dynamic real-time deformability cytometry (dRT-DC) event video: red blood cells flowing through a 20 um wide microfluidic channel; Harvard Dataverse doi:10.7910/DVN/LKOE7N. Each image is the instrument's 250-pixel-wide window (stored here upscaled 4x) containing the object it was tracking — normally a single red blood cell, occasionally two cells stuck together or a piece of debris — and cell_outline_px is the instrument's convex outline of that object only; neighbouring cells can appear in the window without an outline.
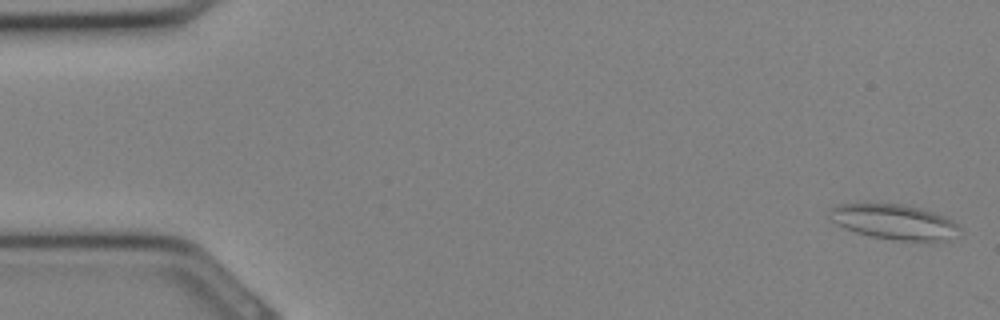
{"species": "Egyptian fruit bat (a non-hibernating species)", "species_latin": "Rousettus aegyptiacus", "temperature_condition": "cold", "stored_images_in_passage": 11, "camera_frame_rate_fps": 3000, "um_per_image_px": 0.085, "animal": {"sex": "female"}, "frame": {"image": 1, "passage_image": 1, "time_ms": 0.0, "image_size_px": [1000, 320], "cell_outline_px": [[960, 228], [952, 240], [932, 244], [900, 240], [872, 236], [856, 232], [844, 228], [832, 220], [832, 208], [836, 204], [900, 204], [920, 208], [944, 216], [952, 220]], "centroid_in_image_um": [76.12, 18.9], "position_along_channel_um": 8.9, "area_um2": 26.65}}